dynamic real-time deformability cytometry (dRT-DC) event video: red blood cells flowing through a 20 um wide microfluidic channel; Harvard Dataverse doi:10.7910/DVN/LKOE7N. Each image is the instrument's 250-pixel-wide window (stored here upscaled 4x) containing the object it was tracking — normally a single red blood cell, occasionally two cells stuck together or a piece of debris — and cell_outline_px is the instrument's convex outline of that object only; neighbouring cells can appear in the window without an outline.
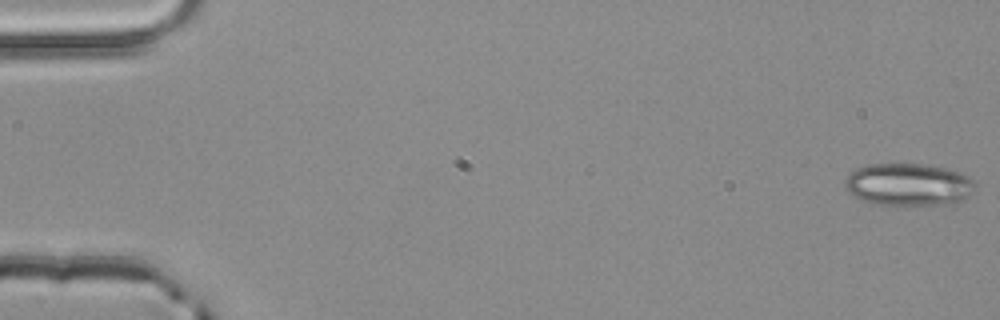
{"species": "common noctule bat (a hibernating species)", "species_latin": "Nyctalus noctula", "temperature_condition": "room temperature", "stored_images_in_passage": 5, "segment_of_instrument_passage": [2, 2], "camera_frame_rate_fps": 3000, "um_per_image_px": 0.085, "animal": {"sex": "male", "body_mass_g": 20.4}, "frame": {"image": 1, "passage_image": 5, "time_ms": 1.333, "image_size_px": [1000, 320], "cell_outline_px": [[976, 184], [972, 192], [968, 196], [956, 204], [904, 208], [880, 204], [860, 200], [852, 196], [844, 184], [844, 180], [856, 168], [868, 164], [928, 164], [960, 172], [968, 176]], "centroid_in_image_um": [77.24, 15.74], "position_along_channel_um": 7.8, "area_um2": 33.23}}